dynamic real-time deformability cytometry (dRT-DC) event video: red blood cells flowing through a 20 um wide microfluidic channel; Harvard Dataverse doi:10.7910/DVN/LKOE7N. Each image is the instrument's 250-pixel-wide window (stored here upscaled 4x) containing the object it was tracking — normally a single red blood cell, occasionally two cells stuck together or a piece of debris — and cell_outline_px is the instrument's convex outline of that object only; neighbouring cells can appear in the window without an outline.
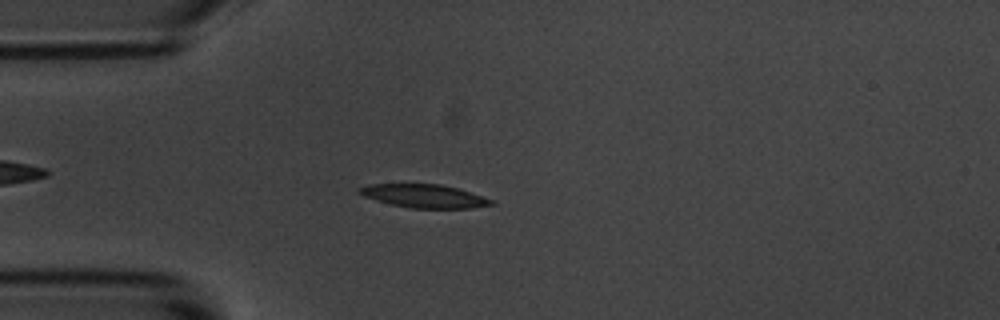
{"species": "common noctule bat (a hibernating species)", "species_latin": "Nyctalus noctula", "temperature_condition": "room temperature", "stored_images_in_passage": 3, "camera_frame_rate_fps": 3000, "um_per_image_px": 0.085, "animal": {"sex": "male", "body_mass_g": 20.1, "forearm_length_mm": 53.5}, "frame": {"image": 1, "passage_image": 3, "time_ms": 0.667, "image_size_px": [1000, 320], "cell_outline_px": [[496, 204], [468, 208], [412, 208], [392, 204], [376, 200], [364, 196], [356, 192], [356, 188], [368, 184], [440, 184], [460, 188], [492, 200]], "centroid_in_image_um": [36.02, 16.65], "position_along_channel_um": 49.0, "area_um2": 17.92}}